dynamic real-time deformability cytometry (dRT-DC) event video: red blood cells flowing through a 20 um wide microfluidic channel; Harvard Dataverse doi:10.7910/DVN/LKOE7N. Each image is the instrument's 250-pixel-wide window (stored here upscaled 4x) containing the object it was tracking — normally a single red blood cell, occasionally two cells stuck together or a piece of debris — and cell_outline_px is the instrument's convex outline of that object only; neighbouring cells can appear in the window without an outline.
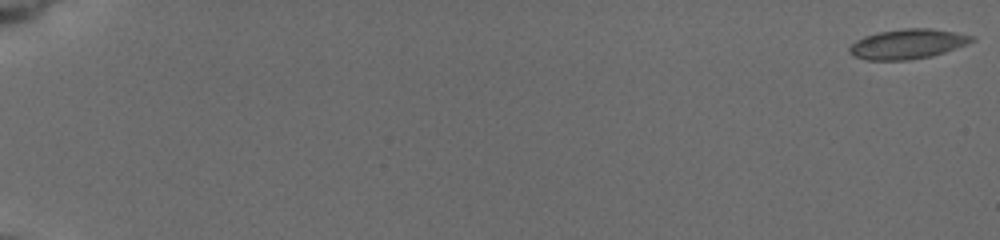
{"species": "common noctule bat (a hibernating species)", "species_latin": "Nyctalus noctula", "temperature_condition": "cold", "stored_images_in_passage": 18, "camera_frame_rate_fps": 3000, "um_per_image_px": 0.085, "animal": {"sex": "female", "body_mass_g": 19.5, "forearm_length_mm": 54.1}, "frame": {"image": 1, "passage_image": 1, "time_ms": 0.0, "image_size_px": [1000, 240], "cell_outline_px": [[976, 40], [968, 44], [932, 56], [908, 60], [868, 60], [852, 56], [848, 52], [848, 48], [856, 40], [864, 36], [880, 32], [904, 28], [928, 28], [956, 32], [976, 36]], "centroid_in_image_um": [77.16, 3.74], "position_along_channel_um": 7.8, "area_um2": 21.39}}